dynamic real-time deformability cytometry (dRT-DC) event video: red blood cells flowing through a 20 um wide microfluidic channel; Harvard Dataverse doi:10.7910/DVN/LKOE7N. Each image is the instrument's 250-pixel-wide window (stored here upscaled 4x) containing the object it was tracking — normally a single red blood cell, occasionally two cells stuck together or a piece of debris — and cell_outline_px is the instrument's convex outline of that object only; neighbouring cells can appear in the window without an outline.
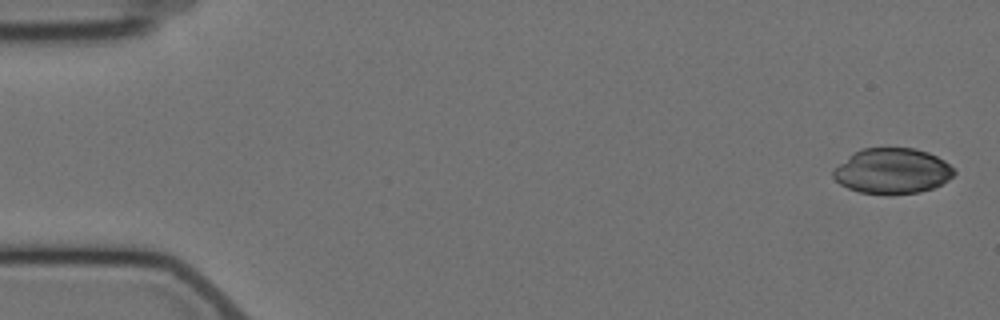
{"species": "Egyptian fruit bat (a non-hibernating species)", "species_latin": "Rousettus aegyptiacus", "temperature_condition": "cold", "stored_images_in_passage": 7, "camera_frame_rate_fps": 3000, "um_per_image_px": 0.085, "animal": {"sex": "female"}, "frame": {"image": 1, "passage_image": 1, "time_ms": 0.0, "image_size_px": [1000, 320], "cell_outline_px": [[956, 172], [948, 180], [932, 188], [920, 192], [860, 192], [848, 188], [840, 184], [832, 176], [832, 172], [848, 156], [860, 148], [916, 148], [928, 152], [944, 160]], "centroid_in_image_um": [75.84, 14.5], "position_along_channel_um": 9.2, "area_um2": 31.33}}